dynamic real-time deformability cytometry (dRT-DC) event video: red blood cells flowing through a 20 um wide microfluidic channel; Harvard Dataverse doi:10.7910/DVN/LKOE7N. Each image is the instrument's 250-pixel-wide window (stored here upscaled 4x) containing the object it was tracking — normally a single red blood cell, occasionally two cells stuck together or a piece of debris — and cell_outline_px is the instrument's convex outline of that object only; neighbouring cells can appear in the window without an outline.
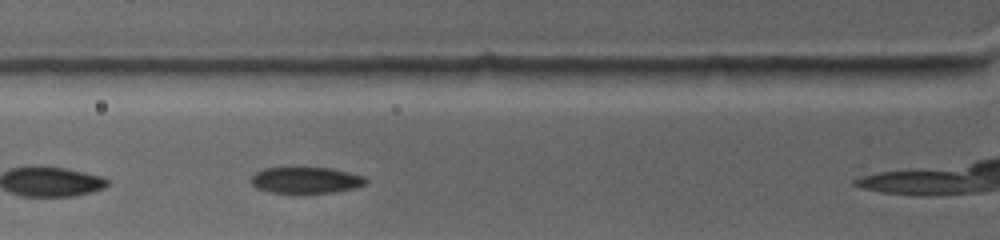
{"species": "common noctule bat (a hibernating species)", "species_latin": "Nyctalus noctula", "temperature_condition": "warm", "stored_images_in_passage": 3, "camera_frame_rate_fps": 4500, "um_per_image_px": 0.085, "animal": {"sex": "female", "body_mass_g": 19.0, "forearm_length_mm": 53.3}, "frame": {"image": 1, "passage_image": 3, "time_ms": 1.778, "image_size_px": [1000, 240], "cell_outline_px": [[368, 180], [364, 184], [352, 188], [332, 192], [308, 196], [296, 196], [268, 192], [256, 188], [248, 180], [256, 172], [264, 168], [288, 164], [292, 164], [332, 168], [364, 176]], "centroid_in_image_um": [25.88, 15.31], "position_along_channel_um": 99.9, "area_um2": 19.42}}